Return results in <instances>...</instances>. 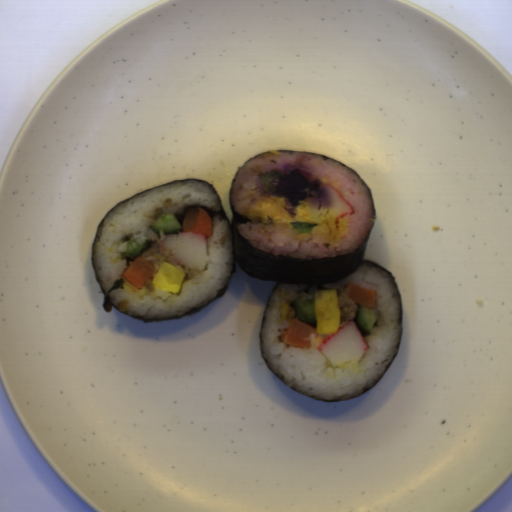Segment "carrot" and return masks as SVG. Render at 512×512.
<instances>
[{
    "instance_id": "cead05ca",
    "label": "carrot",
    "mask_w": 512,
    "mask_h": 512,
    "mask_svg": "<svg viewBox=\"0 0 512 512\" xmlns=\"http://www.w3.org/2000/svg\"><path fill=\"white\" fill-rule=\"evenodd\" d=\"M181 230L211 237V217L198 206L189 207L182 219Z\"/></svg>"
},
{
    "instance_id": "b8716197",
    "label": "carrot",
    "mask_w": 512,
    "mask_h": 512,
    "mask_svg": "<svg viewBox=\"0 0 512 512\" xmlns=\"http://www.w3.org/2000/svg\"><path fill=\"white\" fill-rule=\"evenodd\" d=\"M317 328L297 318H292L288 324L285 333L281 337V341L285 345L299 348H309L311 345L310 335H316Z\"/></svg>"
},
{
    "instance_id": "07d2c1c8",
    "label": "carrot",
    "mask_w": 512,
    "mask_h": 512,
    "mask_svg": "<svg viewBox=\"0 0 512 512\" xmlns=\"http://www.w3.org/2000/svg\"><path fill=\"white\" fill-rule=\"evenodd\" d=\"M348 300L367 308H375V290L367 289L360 284H351L347 293Z\"/></svg>"
},
{
    "instance_id": "1c9b5961",
    "label": "carrot",
    "mask_w": 512,
    "mask_h": 512,
    "mask_svg": "<svg viewBox=\"0 0 512 512\" xmlns=\"http://www.w3.org/2000/svg\"><path fill=\"white\" fill-rule=\"evenodd\" d=\"M156 269L144 257H137L122 276L136 288L143 287L154 275Z\"/></svg>"
}]
</instances>
